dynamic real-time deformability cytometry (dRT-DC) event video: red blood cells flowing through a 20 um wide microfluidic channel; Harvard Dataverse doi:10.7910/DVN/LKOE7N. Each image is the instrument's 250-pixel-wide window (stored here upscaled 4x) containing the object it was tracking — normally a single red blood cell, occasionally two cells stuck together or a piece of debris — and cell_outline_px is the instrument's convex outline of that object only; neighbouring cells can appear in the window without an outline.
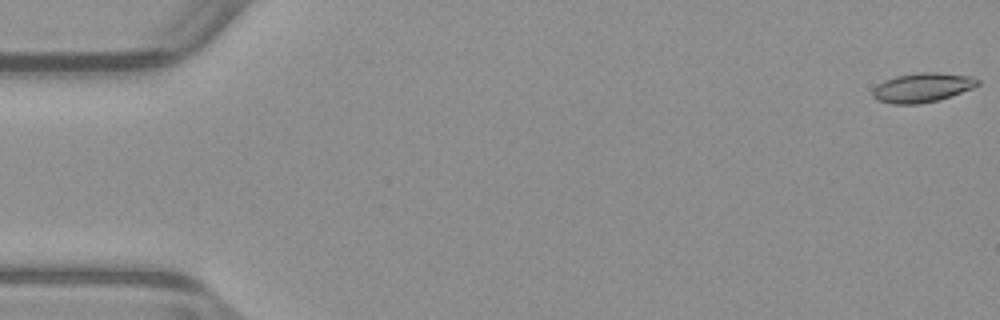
{"species": "common noctule bat (a hibernating species)", "species_latin": "Nyctalus noctula", "temperature_condition": "warm", "stored_images_in_passage": 9, "camera_frame_rate_fps": 3000, "um_per_image_px": 0.085, "animal": {"sex": "male", "body_mass_g": 23.1, "forearm_length_mm": 52.7}, "frame": {"image": 1, "passage_image": 1, "time_ms": 0.0, "image_size_px": [1000, 320], "cell_outline_px": [[980, 84], [972, 88], [936, 100], [920, 104], [892, 104], [876, 100], [872, 96], [872, 88], [884, 80], [896, 76], [920, 72], [936, 72], [972, 76], [980, 80]], "centroid_in_image_um": [78.36, 7.44], "position_along_channel_um": 6.6, "area_um2": 17.92}}